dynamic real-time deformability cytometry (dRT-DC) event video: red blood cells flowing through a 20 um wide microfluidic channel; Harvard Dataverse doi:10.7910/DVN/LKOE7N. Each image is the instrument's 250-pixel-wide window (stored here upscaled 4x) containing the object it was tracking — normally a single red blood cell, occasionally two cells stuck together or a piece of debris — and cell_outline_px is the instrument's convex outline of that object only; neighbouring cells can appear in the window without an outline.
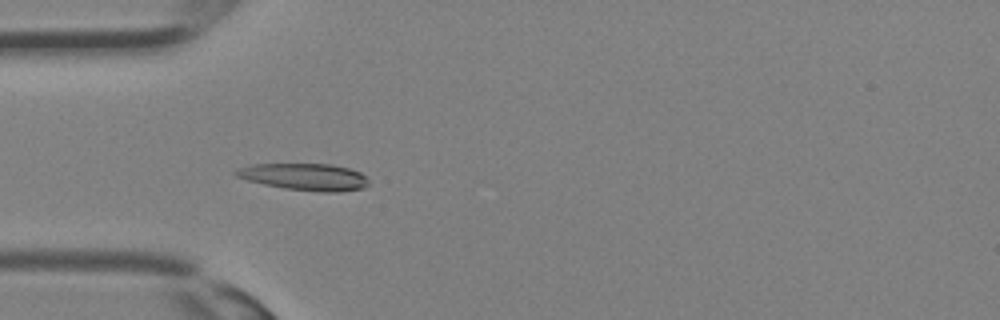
{"species": "Egyptian fruit bat (a non-hibernating species)", "species_latin": "Rousettus aegyptiacus", "temperature_condition": "room temperature", "stored_images_in_passage": 33, "camera_frame_rate_fps": 3000, "um_per_image_px": 0.085, "animal": {"sex": "female"}, "frame": {"image": 1, "passage_image": 10, "time_ms": 3.0, "image_size_px": [1000, 320], "cell_outline_px": [[368, 184], [364, 188], [340, 192], [320, 192], [284, 188], [264, 184], [248, 180], [236, 176], [232, 172], [240, 168], [252, 164], [332, 164], [348, 168], [360, 172], [368, 180]], "centroid_in_image_um": [25.91, 15.03], "position_along_channel_um": 59.1, "area_um2": 20.75}}
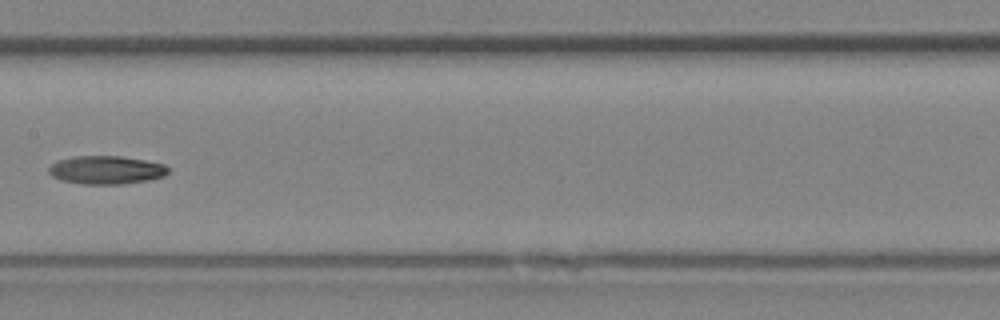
{"frame": {"image": 2, "passage_image": 17, "time_ms": 5.333, "image_size_px": [1000, 320], "cell_outline_px": [[168, 172], [164, 176], [148, 180], [120, 184], [80, 184], [60, 180], [52, 176], [48, 172], [48, 168], [52, 164], [60, 160], [72, 156], [120, 156], [144, 160], [164, 164], [168, 168]], "centroid_in_image_um": [9.0, 14.45], "position_along_channel_um": 198.4, "area_um2": 19.65}}
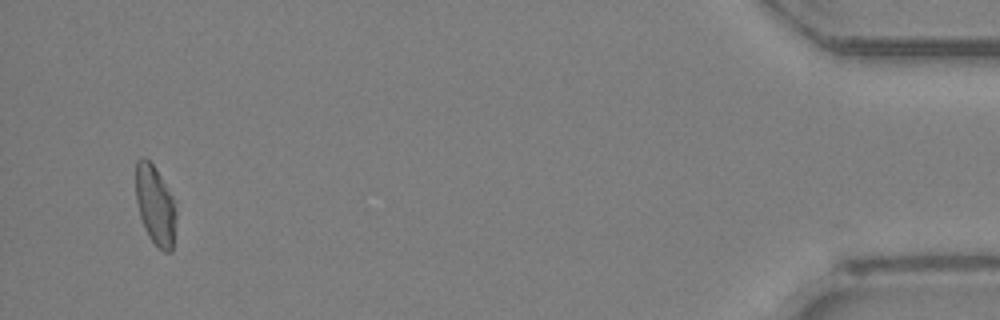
{"frame": {"image": 3, "passage_image": 32, "time_ms": 10.333, "image_size_px": [1000, 320], "cell_outline_px": [[176, 220], [172, 252], [164, 252], [148, 236], [144, 228], [140, 216], [136, 200], [136, 160], [144, 156], [152, 164], [160, 176], [172, 196], [176, 208]], "centroid_in_image_um": [13.2, 17.46], "position_along_channel_um": 422.0, "area_um2": 18.55}}